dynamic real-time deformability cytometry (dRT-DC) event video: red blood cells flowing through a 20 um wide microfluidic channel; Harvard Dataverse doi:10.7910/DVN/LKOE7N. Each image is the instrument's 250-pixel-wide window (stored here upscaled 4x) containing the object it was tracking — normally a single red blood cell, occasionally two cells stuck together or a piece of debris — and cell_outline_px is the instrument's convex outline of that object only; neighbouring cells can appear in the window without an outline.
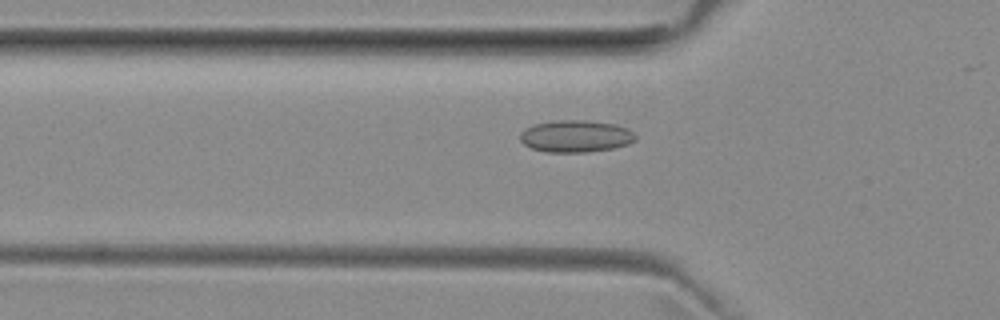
{"species": "common noctule bat (a hibernating species)", "species_latin": "Nyctalus noctula", "temperature_condition": "room temperature", "stored_images_in_passage": 47, "camera_frame_rate_fps": 3000, "um_per_image_px": 0.085, "animal": {"sex": "female", "body_mass_g": 29.2, "forearm_length_mm": 56.3}, "frame": {"image": 1, "passage_image": 17, "time_ms": 5.333, "image_size_px": [1000, 320], "cell_outline_px": [[636, 140], [628, 144], [612, 148], [584, 152], [548, 152], [532, 148], [524, 144], [520, 140], [520, 132], [524, 128], [532, 124], [552, 120], [588, 120], [616, 124], [628, 128], [636, 136]], "centroid_in_image_um": [48.91, 11.56], "position_along_channel_um": 76.9, "area_um2": 21.73}}
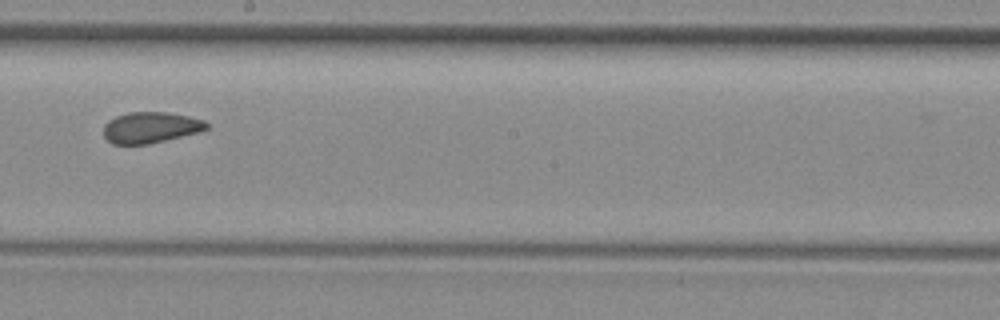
{"frame": {"image": 2, "passage_image": 29, "time_ms": 9.333, "image_size_px": [1000, 320], "cell_outline_px": [[208, 128], [200, 132], [148, 144], [112, 144], [104, 136], [104, 124], [108, 120], [116, 116], [132, 112], [168, 112], [188, 116], [204, 120], [208, 124]], "centroid_in_image_um": [12.8, 10.83], "position_along_channel_um": 235.4, "area_um2": 18.61}}
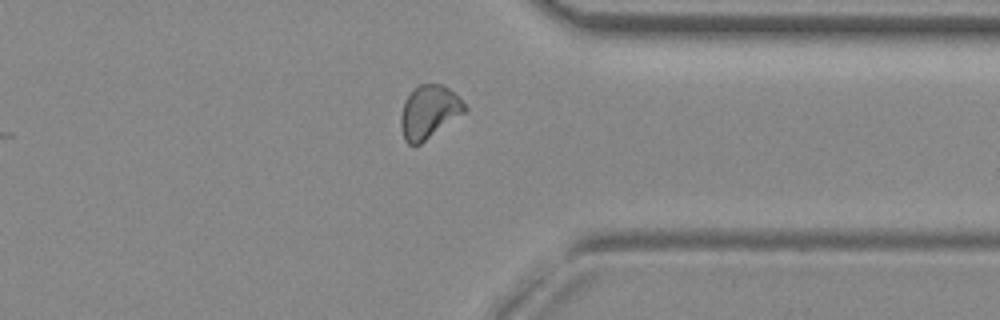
{"frame": {"image": 3, "passage_image": 40, "time_ms": 13.0, "image_size_px": [1000, 320], "cell_outline_px": [[468, 108], [464, 112], [420, 144], [408, 144], [404, 140], [400, 128], [400, 116], [404, 104], [408, 96], [420, 84], [444, 84]], "centroid_in_image_um": [36.43, 9.52], "position_along_channel_um": 375.0, "area_um2": 19.25}, "authors_computed_cell_mechanics": {"area_um2": 19.5364, "velocity_mm_per_s": 3.9471, "shape_relaxation_time_tau1_ms": null, "shape_relaxation_time_tau2_ms": 1.4518, "deformation_change_tau1": null, "deformation_change_tau2": 0.0678}}